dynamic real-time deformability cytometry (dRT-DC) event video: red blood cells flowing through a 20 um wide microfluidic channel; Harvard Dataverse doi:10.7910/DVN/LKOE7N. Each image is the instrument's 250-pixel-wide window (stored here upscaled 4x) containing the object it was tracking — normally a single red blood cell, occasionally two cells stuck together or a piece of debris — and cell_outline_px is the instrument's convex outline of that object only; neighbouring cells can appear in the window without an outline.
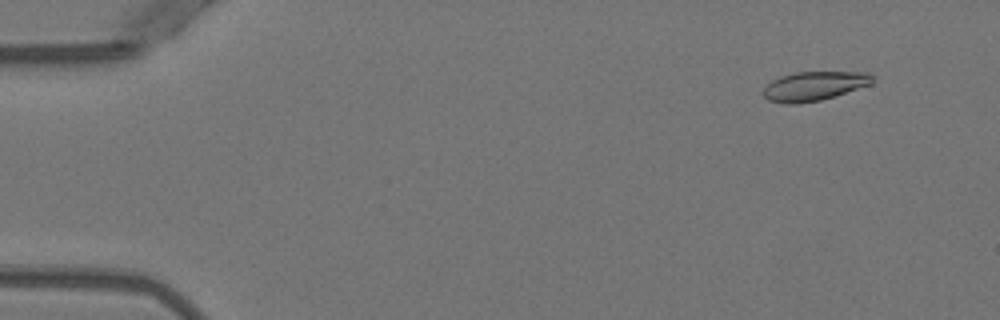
{"species": "Egyptian fruit bat (a non-hibernating species)", "species_latin": "Rousettus aegyptiacus", "temperature_condition": "warm", "stored_images_in_passage": 52, "camera_frame_rate_fps": 3000, "um_per_image_px": 0.085, "animal": {"sex": "female"}, "frame": {"image": 1, "passage_image": 5, "time_ms": 1.333, "image_size_px": [1000, 320], "cell_outline_px": [[876, 80], [872, 84], [820, 100], [796, 104], [784, 104], [768, 100], [764, 96], [764, 88], [772, 80], [780, 76], [796, 72], [868, 72]], "centroid_in_image_um": [69.21, 7.31], "position_along_channel_um": 15.8, "area_um2": 18.5}}
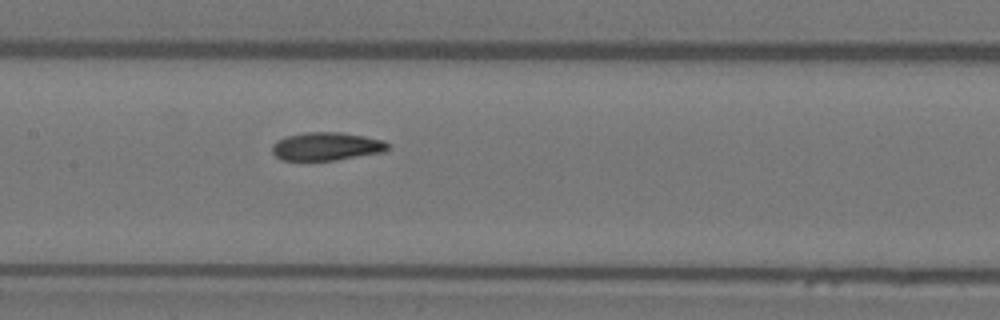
{"frame": {"image": 2, "passage_image": 26, "time_ms": 8.333, "image_size_px": [1000, 320], "cell_outline_px": [[392, 148], [384, 152], [336, 160], [280, 160], [272, 152], [272, 144], [276, 140], [288, 136], [304, 132], [340, 132], [364, 136], [384, 140], [392, 144]], "centroid_in_image_um": [27.8, 12.44], "position_along_channel_um": 179.6, "area_um2": 19.25}}
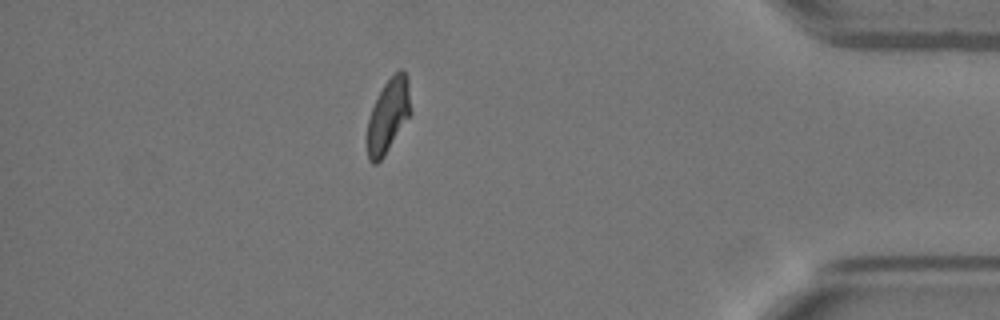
{"frame": {"image": 3, "passage_image": 46, "time_ms": 15.0, "image_size_px": [1000, 320], "cell_outline_px": [[412, 112], [384, 156], [376, 164], [372, 164], [368, 160], [368, 120], [372, 108], [384, 84], [400, 68], [408, 76]], "centroid_in_image_um": [33.03, 9.82], "position_along_channel_um": 402.2, "area_um2": 18.5}, "authors_computed_cell_mechanics": {"area_um2": 19.1318, "velocity_mm_per_s": 3.9456, "shape_relaxation_time_tau1_ms": 6.3276, "shape_relaxation_time_tau2_ms": 1.5384, "deformation_change_tau1": 0.2042, "deformation_change_tau2": 0.073}}